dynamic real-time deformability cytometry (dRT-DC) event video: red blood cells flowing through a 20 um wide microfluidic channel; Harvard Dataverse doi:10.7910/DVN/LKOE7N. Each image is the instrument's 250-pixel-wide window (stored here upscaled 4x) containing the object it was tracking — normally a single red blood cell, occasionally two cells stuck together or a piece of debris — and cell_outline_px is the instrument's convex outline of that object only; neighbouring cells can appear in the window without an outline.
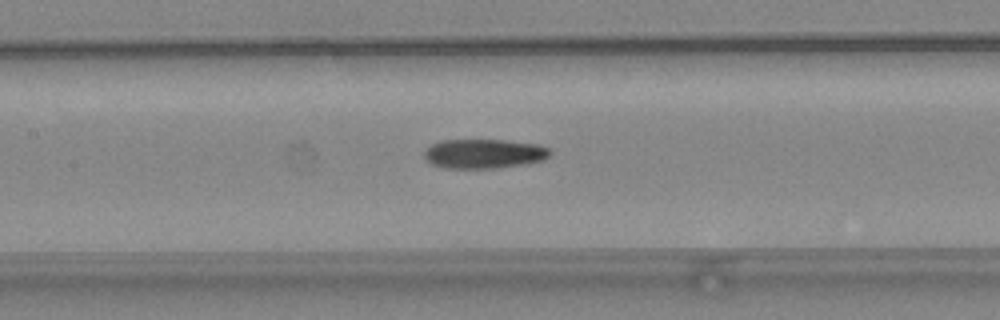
{"species": "common noctule bat (a hibernating species)", "species_latin": "Nyctalus noctula", "temperature_condition": "warm", "stored_images_in_passage": 49, "camera_frame_rate_fps": 3000, "um_per_image_px": 0.085, "animal": {"sex": "female", "body_mass_g": 24.6, "forearm_length_mm": 56.2}, "frame": {"image": 1, "passage_image": 23, "time_ms": 7.333, "image_size_px": [1000, 320], "cell_outline_px": [[552, 152], [544, 160], [524, 164], [496, 168], [440, 168], [432, 164], [424, 156], [424, 152], [432, 144], [440, 140], [504, 140], [536, 144], [548, 148]], "centroid_in_image_um": [41.13, 13.07], "position_along_channel_um": 166.3, "area_um2": 21.5}}
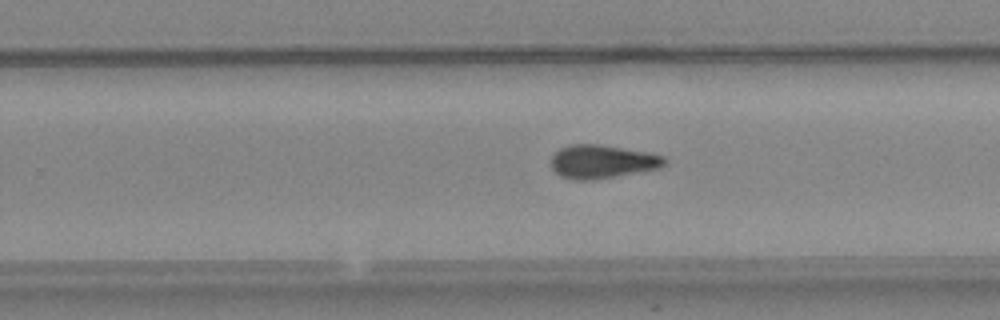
{"frame": {"image": 2, "passage_image": 31, "time_ms": 10.0, "image_size_px": [1000, 320], "cell_outline_px": [[668, 164], [660, 168], [592, 180], [572, 180], [560, 176], [552, 168], [552, 156], [560, 148], [572, 144], [596, 144], [648, 152], [664, 156], [668, 160]], "centroid_in_image_um": [51.21, 13.74], "position_along_channel_um": 278.6, "area_um2": 22.08}}
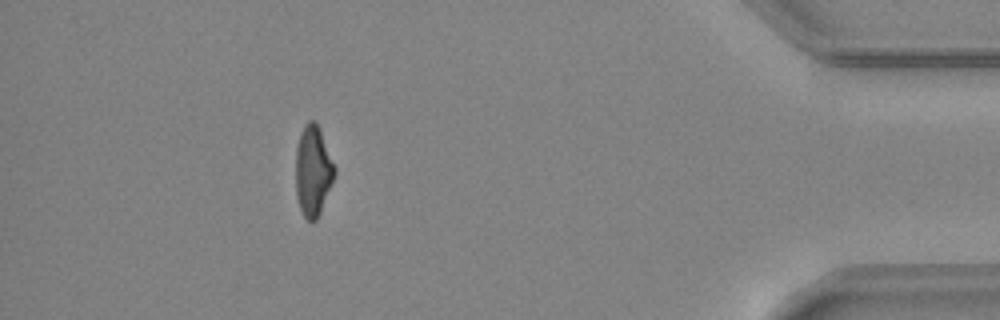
{"frame": {"image": 3, "passage_image": 44, "time_ms": 14.333, "image_size_px": [1000, 320], "cell_outline_px": [[336, 172], [320, 212], [316, 220], [308, 220], [304, 216], [300, 208], [296, 196], [296, 148], [300, 132], [304, 124], [308, 120], [316, 120], [320, 128], [336, 168]], "centroid_in_image_um": [26.6, 14.46], "position_along_channel_um": 408.6, "area_um2": 20.52}, "authors_computed_cell_mechanics": {"area_um2": 21.097, "velocity_mm_per_s": 4.2286, "shape_relaxation_time_tau1_ms": null, "shape_relaxation_time_tau2_ms": 4.8956, "deformation_change_tau1": null, "deformation_change_tau2": 0.1506}}